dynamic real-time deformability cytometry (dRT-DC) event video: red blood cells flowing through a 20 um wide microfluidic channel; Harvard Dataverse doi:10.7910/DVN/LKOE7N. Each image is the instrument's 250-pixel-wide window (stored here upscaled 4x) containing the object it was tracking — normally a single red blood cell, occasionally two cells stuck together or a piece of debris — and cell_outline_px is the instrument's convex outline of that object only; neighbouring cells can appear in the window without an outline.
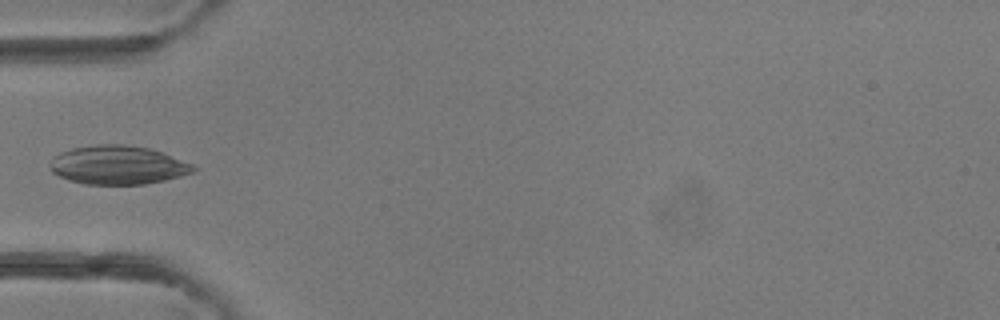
{"species": "common noctule bat (a hibernating species)", "species_latin": "Nyctalus noctula", "temperature_condition": "room temperature", "stored_images_in_passage": 4, "camera_frame_rate_fps": 3000, "um_per_image_px": 0.085, "animal": {"sex": "female"}, "frame": {"image": 1, "passage_image": 4, "time_ms": 3.333, "image_size_px": [1000, 320], "cell_outline_px": [[196, 168], [192, 172], [180, 176], [164, 180], [144, 184], [84, 184], [68, 180], [52, 172], [52, 156], [60, 152], [72, 148], [96, 144], [124, 144], [148, 148], [160, 152], [192, 164]], "centroid_in_image_um": [9.98, 14.02], "position_along_channel_um": 75.0, "area_um2": 32.02}}